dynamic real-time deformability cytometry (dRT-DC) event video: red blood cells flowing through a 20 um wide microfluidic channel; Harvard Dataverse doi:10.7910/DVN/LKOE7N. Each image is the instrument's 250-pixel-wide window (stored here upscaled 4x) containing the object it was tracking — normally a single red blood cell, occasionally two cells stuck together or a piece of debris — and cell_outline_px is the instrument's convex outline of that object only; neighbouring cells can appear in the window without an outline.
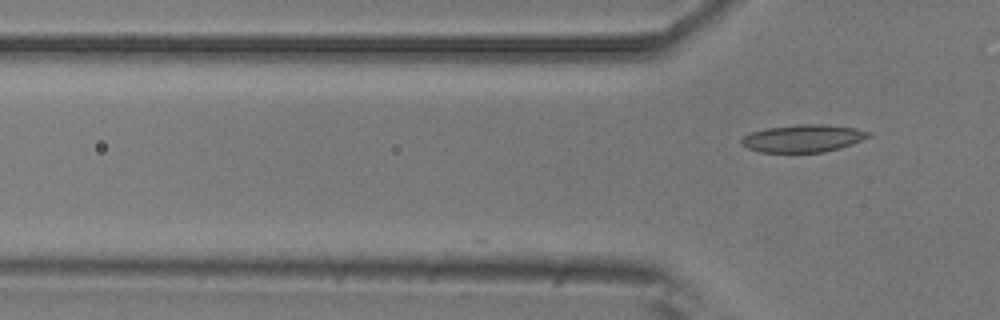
{"species": "common noctule bat (a hibernating species)", "species_latin": "Nyctalus noctula", "temperature_condition": "room temperature", "stored_images_in_passage": 3, "camera_frame_rate_fps": 3000, "um_per_image_px": 0.085, "animal": {"sex": "male", "body_mass_g": 20.5, "forearm_length_mm": 52.5}, "frame": {"image": 1, "passage_image": 3, "time_ms": 0.667, "image_size_px": [1000, 320], "cell_outline_px": [[872, 136], [852, 144], [840, 148], [824, 152], [760, 152], [748, 148], [740, 144], [740, 140], [744, 136], [752, 132], [768, 128], [796, 124], [828, 124], [856, 128], [872, 132]], "centroid_in_image_um": [68.31, 11.75], "position_along_channel_um": 57.5, "area_um2": 20.52}}